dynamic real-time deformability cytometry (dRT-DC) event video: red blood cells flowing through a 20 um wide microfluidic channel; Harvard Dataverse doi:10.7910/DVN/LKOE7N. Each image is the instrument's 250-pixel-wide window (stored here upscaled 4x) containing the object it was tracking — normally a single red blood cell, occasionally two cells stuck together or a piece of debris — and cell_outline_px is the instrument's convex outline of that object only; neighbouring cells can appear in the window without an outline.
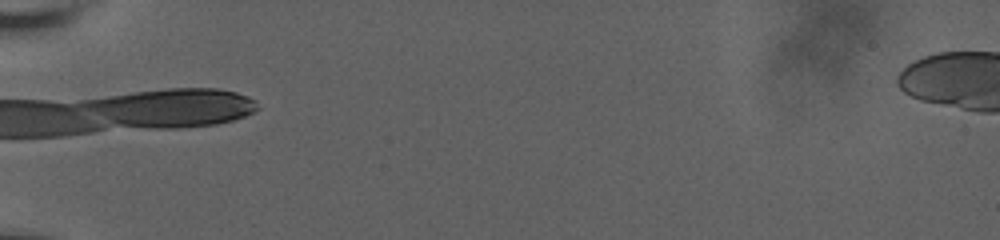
{"species": "human", "species_latin": "Homo sapiens", "temperature_condition": "room temperature", "stored_images_in_passage": 6, "camera_frame_rate_fps": 3000, "um_per_image_px": 0.085, "donor": {"sex": "male"}, "frame": {"image": 1, "passage_image": 1, "time_ms": 0.0, "image_size_px": [1000, 240], "cell_outline_px": [[248, 112], [240, 116], [224, 120], [204, 124], [128, 124], [116, 120], [88, 104], [100, 100], [144, 92], [232, 92], [248, 100]], "centroid_in_image_um": [14.76, 9.15], "position_along_channel_um": 70.2, "area_um2": 30.23}}
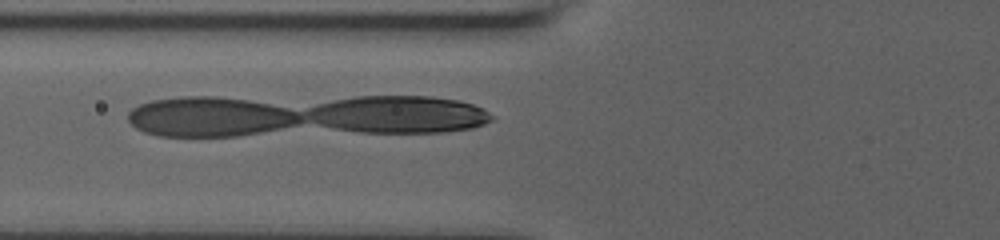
{"frame": {"image": 2, "passage_image": 3, "time_ms": 0.667, "image_size_px": [1000, 240], "cell_outline_px": [[300, 116], [296, 120], [284, 124], [268, 128], [244, 132], [212, 136], [184, 136], [156, 132], [144, 128], [136, 124], [132, 120], [132, 112], [148, 104], [168, 100], [228, 100], [256, 104], [276, 108], [292, 112]], "centroid_in_image_um": [17.76, 9.97], "position_along_channel_um": 108.0, "area_um2": 32.95}}